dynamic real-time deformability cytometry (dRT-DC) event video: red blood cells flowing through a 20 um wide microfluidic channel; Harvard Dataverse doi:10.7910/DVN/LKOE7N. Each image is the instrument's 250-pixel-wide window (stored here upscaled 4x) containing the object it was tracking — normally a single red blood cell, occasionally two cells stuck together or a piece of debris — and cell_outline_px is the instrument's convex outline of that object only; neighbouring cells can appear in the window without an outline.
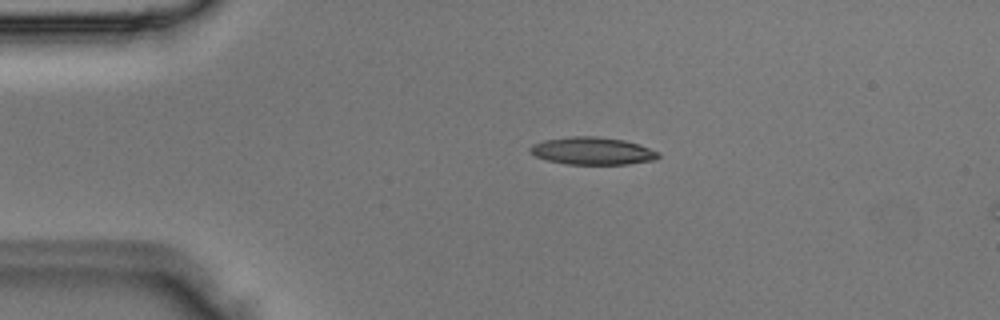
{"species": "Egyptian fruit bat (a non-hibernating species)", "species_latin": "Rousettus aegyptiacus", "temperature_condition": "room temperature", "stored_images_in_passage": 3, "camera_frame_rate_fps": 3000, "um_per_image_px": 0.085, "animal": {"sex": "male"}, "frame": {"image": 1, "passage_image": 1, "time_ms": 0.0, "image_size_px": [1000, 320], "cell_outline_px": [[660, 156], [652, 160], [628, 164], [568, 164], [548, 160], [536, 156], [528, 148], [532, 144], [544, 140], [572, 136], [596, 136], [624, 140], [660, 152]], "centroid_in_image_um": [50.34, 12.82], "position_along_channel_um": 34.7, "area_um2": 20.29}}